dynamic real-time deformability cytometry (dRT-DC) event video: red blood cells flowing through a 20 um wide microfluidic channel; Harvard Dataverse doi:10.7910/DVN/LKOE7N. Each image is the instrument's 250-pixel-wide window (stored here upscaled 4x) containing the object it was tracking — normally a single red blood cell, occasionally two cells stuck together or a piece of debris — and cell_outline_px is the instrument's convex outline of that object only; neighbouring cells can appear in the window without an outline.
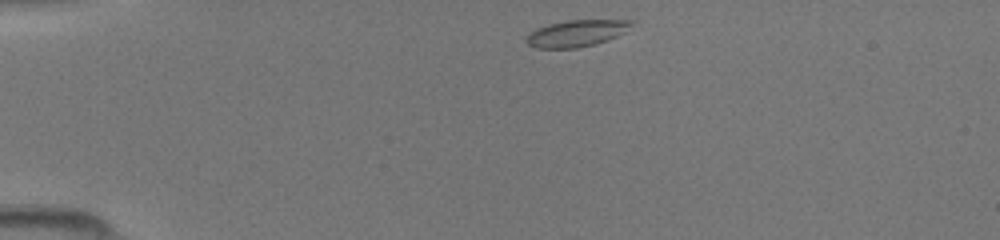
{"species": "common noctule bat (a hibernating species)", "species_latin": "Nyctalus noctula", "temperature_condition": "room temperature", "stored_images_in_passage": 38, "camera_frame_rate_fps": 3000, "um_per_image_px": 0.085, "animal": {"sex": "female", "body_mass_g": 19.5, "forearm_length_mm": 54.1}, "frame": {"image": 1, "passage_image": 1, "time_ms": 0.0, "image_size_px": [1000, 240], "cell_outline_px": [[632, 24], [624, 32], [608, 40], [596, 44], [576, 48], [536, 48], [528, 44], [524, 40], [536, 28], [548, 24], [568, 20], [632, 20]], "centroid_in_image_um": [48.98, 2.83], "position_along_channel_um": 36.0, "area_um2": 16.18}}
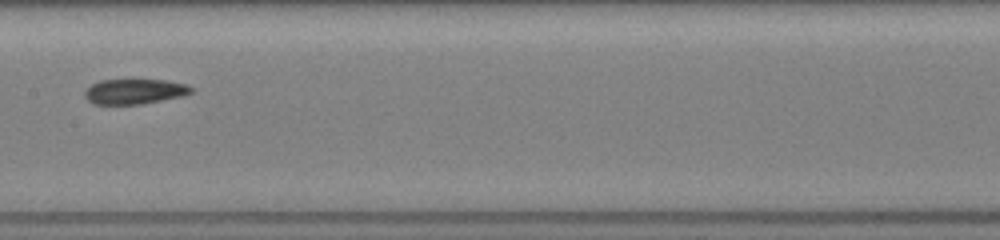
{"frame": {"image": 2, "passage_image": 16, "time_ms": 5.0, "image_size_px": [1000, 240], "cell_outline_px": [[192, 92], [184, 96], [140, 104], [92, 104], [84, 96], [84, 92], [92, 84], [100, 80], [168, 80], [188, 84], [192, 88]], "centroid_in_image_um": [11.46, 7.77], "position_along_channel_um": 195.9, "area_um2": 15.61}}
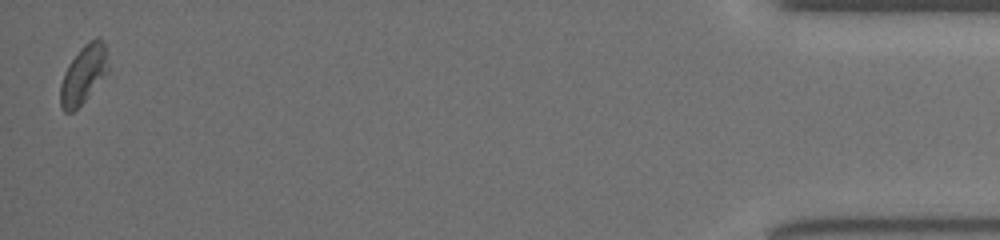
{"frame": {"image": 3, "passage_image": 38, "time_ms": 12.333, "image_size_px": [1000, 240], "cell_outline_px": [[108, 72], [84, 100], [72, 112], [64, 112], [60, 108], [60, 84], [64, 72], [68, 64], [80, 48], [88, 40], [96, 36], [104, 40], [108, 68]], "centroid_in_image_um": [7.08, 6.29], "position_along_channel_um": 428.1, "area_um2": 16.18}}